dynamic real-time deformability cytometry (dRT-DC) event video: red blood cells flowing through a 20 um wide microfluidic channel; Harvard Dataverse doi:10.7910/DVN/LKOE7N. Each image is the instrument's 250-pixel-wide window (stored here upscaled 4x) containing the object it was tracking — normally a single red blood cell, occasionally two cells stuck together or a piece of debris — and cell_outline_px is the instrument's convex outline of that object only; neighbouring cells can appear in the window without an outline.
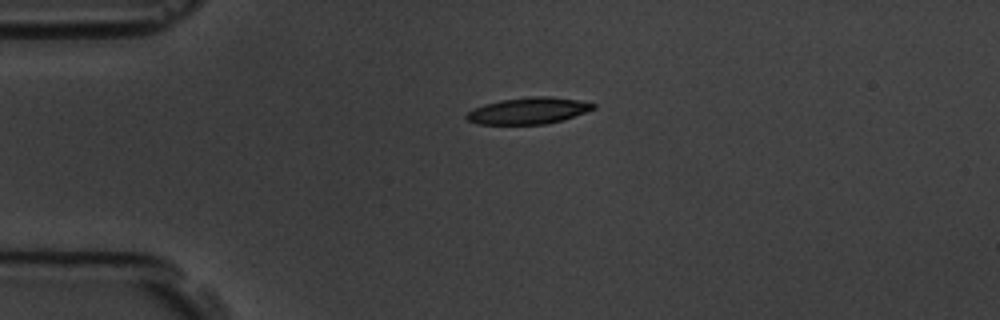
{"species": "common noctule bat (a hibernating species)", "species_latin": "Nyctalus noctula", "temperature_condition": "room temperature", "stored_images_in_passage": 3, "camera_frame_rate_fps": 3000, "um_per_image_px": 0.085, "animal": {"sex": "male", "body_mass_g": 19.5, "forearm_length_mm": 54.6}, "frame": {"image": 1, "passage_image": 1, "time_ms": 0.0, "image_size_px": [1000, 320], "cell_outline_px": [[596, 108], [564, 120], [544, 124], [480, 124], [468, 120], [464, 116], [472, 108], [484, 104], [500, 100], [528, 96], [548, 96], [576, 100], [596, 104]], "centroid_in_image_um": [44.9, 9.41], "position_along_channel_um": 40.1, "area_um2": 19.59}}
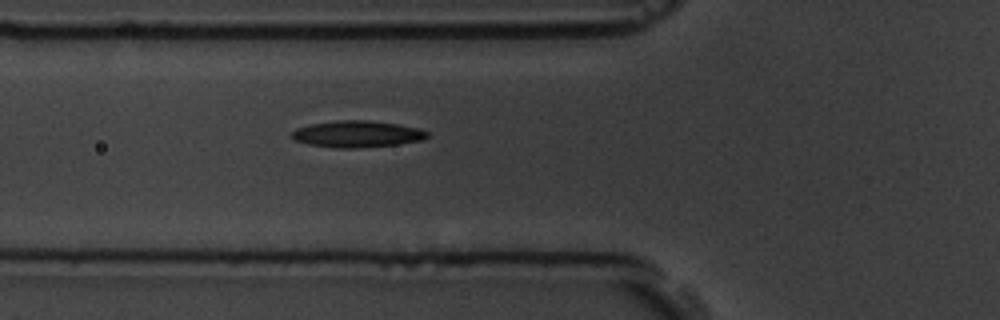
{"frame": {"image": 2, "passage_image": 3, "time_ms": 2.333, "image_size_px": [1000, 320], "cell_outline_px": [[428, 136], [424, 140], [396, 144], [356, 148], [336, 148], [308, 144], [296, 140], [292, 136], [292, 132], [296, 128], [312, 124], [340, 120], [368, 120], [396, 124], [420, 128], [428, 132]], "centroid_in_image_um": [30.38, 11.39], "position_along_channel_um": 95.4, "area_um2": 20.81}}